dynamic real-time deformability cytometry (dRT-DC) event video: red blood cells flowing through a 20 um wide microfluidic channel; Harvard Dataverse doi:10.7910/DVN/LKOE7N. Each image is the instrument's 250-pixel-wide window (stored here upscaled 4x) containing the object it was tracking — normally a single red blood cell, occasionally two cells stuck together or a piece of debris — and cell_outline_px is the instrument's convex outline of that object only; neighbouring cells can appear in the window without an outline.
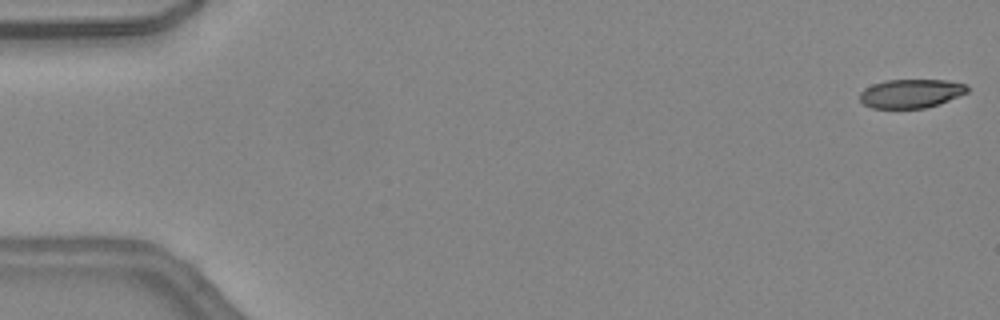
{"species": "common noctule bat (a hibernating species)", "species_latin": "Nyctalus noctula", "temperature_condition": "warm", "stored_images_in_passage": 11, "camera_frame_rate_fps": 3000, "um_per_image_px": 0.085, "animal": {"sex": "female", "body_mass_g": 24.6, "forearm_length_mm": 56.2}, "frame": {"image": 1, "passage_image": 1, "time_ms": 0.0, "image_size_px": [1000, 320], "cell_outline_px": [[968, 92], [940, 104], [924, 108], [872, 108], [864, 104], [860, 100], [860, 92], [864, 88], [872, 84], [888, 80], [948, 80], [968, 84]], "centroid_in_image_um": [77.45, 7.94], "position_along_channel_um": 7.5, "area_um2": 18.15}}